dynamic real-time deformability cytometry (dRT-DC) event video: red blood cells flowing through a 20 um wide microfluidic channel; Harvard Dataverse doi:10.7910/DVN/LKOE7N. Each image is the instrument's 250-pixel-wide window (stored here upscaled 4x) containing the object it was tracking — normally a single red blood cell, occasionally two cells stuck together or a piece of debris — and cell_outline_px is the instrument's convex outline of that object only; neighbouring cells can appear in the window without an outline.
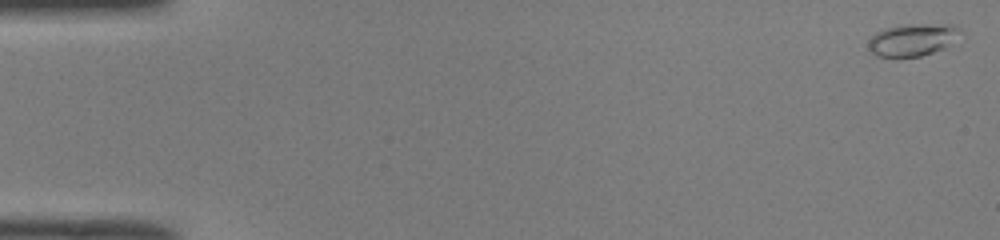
{"species": "common noctule bat (a hibernating species)", "species_latin": "Nyctalus noctula", "temperature_condition": "room temperature", "stored_images_in_passage": 11, "camera_frame_rate_fps": 3000, "um_per_image_px": 0.085, "animal": {"sex": "male", "body_mass_g": 19.0, "forearm_length_mm": 50.8}, "frame": {"image": 1, "passage_image": 1, "time_ms": 0.0, "image_size_px": [1000, 240], "cell_outline_px": [[960, 28], [944, 48], [920, 56], [896, 60], [876, 56], [868, 48], [868, 40], [876, 32], [888, 28], [908, 24], [952, 24]], "centroid_in_image_um": [77.44, 3.43], "position_along_channel_um": 7.6, "area_um2": 17.28}}